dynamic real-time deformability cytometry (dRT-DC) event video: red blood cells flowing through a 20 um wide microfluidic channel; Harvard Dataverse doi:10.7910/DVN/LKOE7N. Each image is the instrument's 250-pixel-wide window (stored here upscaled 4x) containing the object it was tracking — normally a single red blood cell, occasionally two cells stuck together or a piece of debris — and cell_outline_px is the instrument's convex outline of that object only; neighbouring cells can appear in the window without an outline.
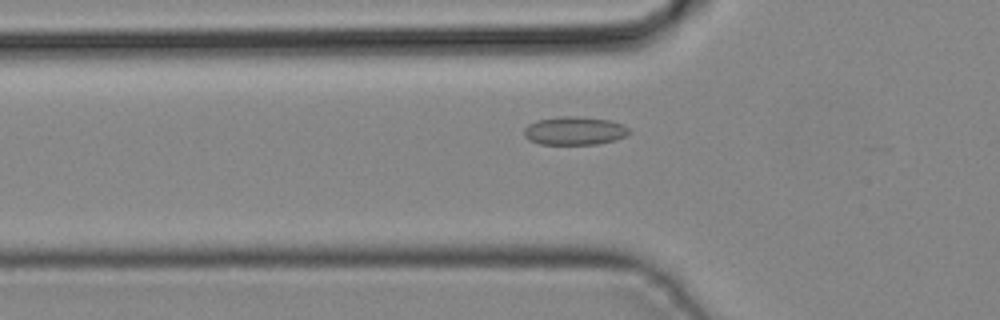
{"species": "common noctule bat (a hibernating species)", "species_latin": "Nyctalus noctula", "temperature_condition": "cold", "stored_images_in_passage": 31, "camera_frame_rate_fps": 3000, "um_per_image_px": 0.085, "animal": {"sex": "male", "body_mass_g": 19.2, "forearm_length_mm": 51.8}, "frame": {"image": 1, "passage_image": 2, "time_ms": 0.333, "image_size_px": [1000, 320], "cell_outline_px": [[632, 132], [616, 140], [596, 144], [540, 144], [528, 140], [524, 136], [524, 128], [528, 124], [536, 120], [560, 116], [576, 116], [608, 120], [624, 124]], "centroid_in_image_um": [48.82, 11.11], "position_along_channel_um": 77.0, "area_um2": 17.46}}
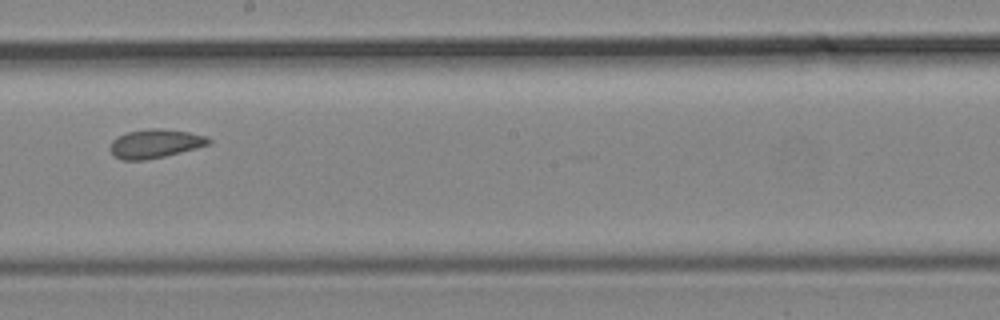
{"frame": {"image": 2, "passage_image": 12, "time_ms": 3.667, "image_size_px": [1000, 320], "cell_outline_px": [[212, 140], [208, 144], [196, 148], [164, 156], [144, 160], [124, 160], [116, 156], [112, 152], [112, 140], [116, 136], [128, 132], [152, 128], [160, 128], [188, 132], [208, 136]], "centroid_in_image_um": [13.21, 12.19], "position_along_channel_um": 235.0, "area_um2": 16.24}}
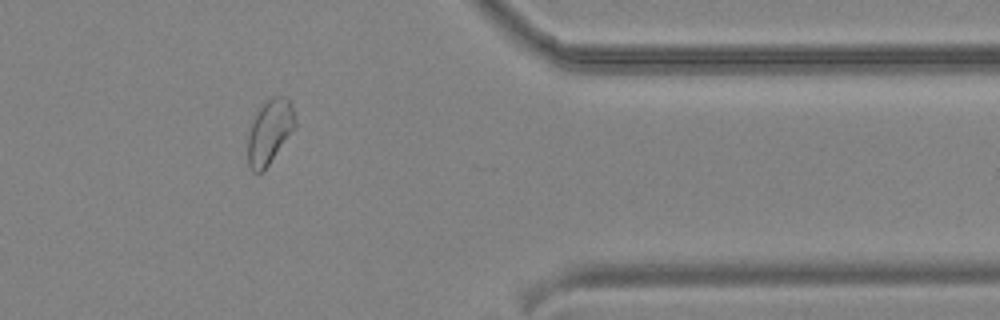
{"frame": {"image": 3, "passage_image": 23, "time_ms": 7.333, "image_size_px": [1000, 320], "cell_outline_px": [[296, 128], [268, 164], [260, 172], [252, 172], [248, 168], [248, 136], [252, 120], [256, 112], [272, 96], [288, 96], [296, 120]], "centroid_in_image_um": [22.92, 11.18], "position_along_channel_um": 388.5, "area_um2": 17.69}}